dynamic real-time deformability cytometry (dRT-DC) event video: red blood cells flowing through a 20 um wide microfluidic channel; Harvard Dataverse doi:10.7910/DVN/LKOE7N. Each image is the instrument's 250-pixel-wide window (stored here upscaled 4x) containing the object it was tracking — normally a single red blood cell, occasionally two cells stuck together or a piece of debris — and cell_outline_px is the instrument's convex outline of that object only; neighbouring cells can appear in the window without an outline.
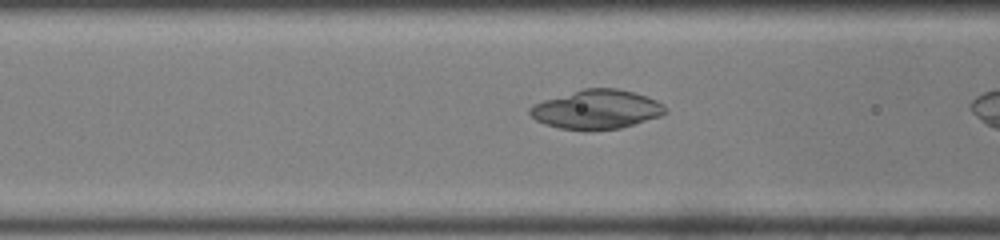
{"species": "common noctule bat (a hibernating species)", "species_latin": "Nyctalus noctula", "temperature_condition": "room temperature", "stored_images_in_passage": 10, "camera_frame_rate_fps": 3000, "um_per_image_px": 0.085, "animal": {"sex": "male", "body_mass_g": 19.0, "forearm_length_mm": 50.8}, "frame": {"image": 1, "passage_image": 9, "time_ms": 2.667, "image_size_px": [1000, 240], "cell_outline_px": [[668, 112], [660, 116], [620, 128], [560, 128], [544, 124], [536, 120], [528, 112], [528, 108], [532, 104], [544, 100], [584, 88], [616, 88], [632, 92], [656, 100], [664, 104], [668, 108]], "centroid_in_image_um": [50.72, 9.27], "position_along_channel_um": 115.9, "area_um2": 30.23}}